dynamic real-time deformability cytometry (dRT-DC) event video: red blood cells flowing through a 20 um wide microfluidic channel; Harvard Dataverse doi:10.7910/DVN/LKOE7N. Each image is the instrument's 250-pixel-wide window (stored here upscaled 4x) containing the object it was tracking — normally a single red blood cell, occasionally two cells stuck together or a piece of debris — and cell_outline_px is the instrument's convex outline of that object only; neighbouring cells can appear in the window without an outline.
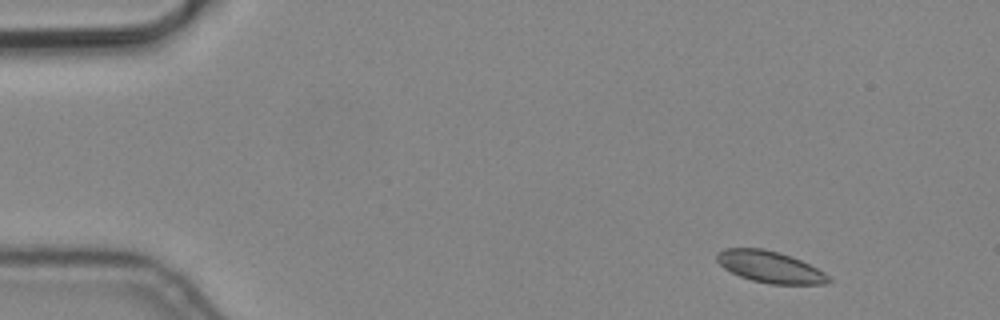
{"species": "common noctule bat (a hibernating species)", "species_latin": "Nyctalus noctula", "temperature_condition": "cold", "stored_images_in_passage": 6, "camera_frame_rate_fps": 3000, "um_per_image_px": 0.085, "animal": {"sex": "male", "body_mass_g": 19.2, "forearm_length_mm": 51.8}, "frame": {"image": 1, "passage_image": 6, "time_ms": 1.667, "image_size_px": [1000, 320], "cell_outline_px": [[832, 280], [824, 284], [772, 284], [752, 280], [740, 276], [724, 268], [716, 260], [716, 252], [724, 248], [764, 248], [780, 252], [800, 260], [824, 272]], "centroid_in_image_um": [65.42, 22.67], "position_along_channel_um": 19.6, "area_um2": 20.46}}